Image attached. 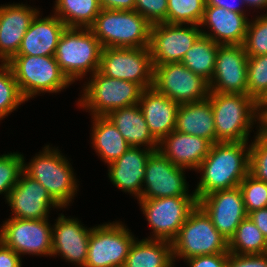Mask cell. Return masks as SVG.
I'll return each mask as SVG.
<instances>
[{
  "instance_id": "6da1fadb",
  "label": "cell",
  "mask_w": 267,
  "mask_h": 267,
  "mask_svg": "<svg viewBox=\"0 0 267 267\" xmlns=\"http://www.w3.org/2000/svg\"><path fill=\"white\" fill-rule=\"evenodd\" d=\"M250 144L248 142H216L197 172L201 178L194 194L197 200L218 190L239 186L249 174Z\"/></svg>"
},
{
  "instance_id": "7a4b0ae2",
  "label": "cell",
  "mask_w": 267,
  "mask_h": 267,
  "mask_svg": "<svg viewBox=\"0 0 267 267\" xmlns=\"http://www.w3.org/2000/svg\"><path fill=\"white\" fill-rule=\"evenodd\" d=\"M207 99L214 113L217 142H249L253 125L259 124L256 100L245 94L219 92H209Z\"/></svg>"
},
{
  "instance_id": "3957f363",
  "label": "cell",
  "mask_w": 267,
  "mask_h": 267,
  "mask_svg": "<svg viewBox=\"0 0 267 267\" xmlns=\"http://www.w3.org/2000/svg\"><path fill=\"white\" fill-rule=\"evenodd\" d=\"M61 151L46 145L27 164L24 160L23 171L41 183L50 196L62 207L66 208L78 191L77 182L71 163Z\"/></svg>"
},
{
  "instance_id": "277c9868",
  "label": "cell",
  "mask_w": 267,
  "mask_h": 267,
  "mask_svg": "<svg viewBox=\"0 0 267 267\" xmlns=\"http://www.w3.org/2000/svg\"><path fill=\"white\" fill-rule=\"evenodd\" d=\"M151 27L135 10L101 9L90 29L103 48H148Z\"/></svg>"
},
{
  "instance_id": "5b68a950",
  "label": "cell",
  "mask_w": 267,
  "mask_h": 267,
  "mask_svg": "<svg viewBox=\"0 0 267 267\" xmlns=\"http://www.w3.org/2000/svg\"><path fill=\"white\" fill-rule=\"evenodd\" d=\"M102 45L90 28L66 27L57 44L55 59L62 72L74 83L87 72L99 70Z\"/></svg>"
},
{
  "instance_id": "8992f818",
  "label": "cell",
  "mask_w": 267,
  "mask_h": 267,
  "mask_svg": "<svg viewBox=\"0 0 267 267\" xmlns=\"http://www.w3.org/2000/svg\"><path fill=\"white\" fill-rule=\"evenodd\" d=\"M7 64L26 101L44 92L58 93L73 84L54 56L15 55Z\"/></svg>"
},
{
  "instance_id": "52a82bcc",
  "label": "cell",
  "mask_w": 267,
  "mask_h": 267,
  "mask_svg": "<svg viewBox=\"0 0 267 267\" xmlns=\"http://www.w3.org/2000/svg\"><path fill=\"white\" fill-rule=\"evenodd\" d=\"M84 82L78 105L93 116H107L111 111L139 103L143 88L134 82L103 75L99 70Z\"/></svg>"
},
{
  "instance_id": "ba28073f",
  "label": "cell",
  "mask_w": 267,
  "mask_h": 267,
  "mask_svg": "<svg viewBox=\"0 0 267 267\" xmlns=\"http://www.w3.org/2000/svg\"><path fill=\"white\" fill-rule=\"evenodd\" d=\"M173 260L201 255L229 253L228 241L215 228L206 212L197 204L171 242Z\"/></svg>"
},
{
  "instance_id": "9c48e42d",
  "label": "cell",
  "mask_w": 267,
  "mask_h": 267,
  "mask_svg": "<svg viewBox=\"0 0 267 267\" xmlns=\"http://www.w3.org/2000/svg\"><path fill=\"white\" fill-rule=\"evenodd\" d=\"M143 212L152 236L148 239L172 242L191 211L197 206L196 196H174L153 199H136Z\"/></svg>"
},
{
  "instance_id": "30bf717a",
  "label": "cell",
  "mask_w": 267,
  "mask_h": 267,
  "mask_svg": "<svg viewBox=\"0 0 267 267\" xmlns=\"http://www.w3.org/2000/svg\"><path fill=\"white\" fill-rule=\"evenodd\" d=\"M126 227L119 221L94 226L84 267L124 266L129 249L136 239Z\"/></svg>"
},
{
  "instance_id": "8fae6325",
  "label": "cell",
  "mask_w": 267,
  "mask_h": 267,
  "mask_svg": "<svg viewBox=\"0 0 267 267\" xmlns=\"http://www.w3.org/2000/svg\"><path fill=\"white\" fill-rule=\"evenodd\" d=\"M99 71L110 78L139 84L143 89L153 85L154 66L148 48H103Z\"/></svg>"
},
{
  "instance_id": "7c38bea8",
  "label": "cell",
  "mask_w": 267,
  "mask_h": 267,
  "mask_svg": "<svg viewBox=\"0 0 267 267\" xmlns=\"http://www.w3.org/2000/svg\"><path fill=\"white\" fill-rule=\"evenodd\" d=\"M152 87L179 105L206 100L208 82L181 62L154 66Z\"/></svg>"
},
{
  "instance_id": "4fadbf2b",
  "label": "cell",
  "mask_w": 267,
  "mask_h": 267,
  "mask_svg": "<svg viewBox=\"0 0 267 267\" xmlns=\"http://www.w3.org/2000/svg\"><path fill=\"white\" fill-rule=\"evenodd\" d=\"M0 228V241L20 256L52 255V225L48 219L9 218Z\"/></svg>"
},
{
  "instance_id": "5bb4252c",
  "label": "cell",
  "mask_w": 267,
  "mask_h": 267,
  "mask_svg": "<svg viewBox=\"0 0 267 267\" xmlns=\"http://www.w3.org/2000/svg\"><path fill=\"white\" fill-rule=\"evenodd\" d=\"M185 168L176 166L158 149L151 152L145 166L142 193L138 199H153L189 194Z\"/></svg>"
},
{
  "instance_id": "9a60e30c",
  "label": "cell",
  "mask_w": 267,
  "mask_h": 267,
  "mask_svg": "<svg viewBox=\"0 0 267 267\" xmlns=\"http://www.w3.org/2000/svg\"><path fill=\"white\" fill-rule=\"evenodd\" d=\"M199 28V25L153 24L149 45L153 66L181 62L202 34Z\"/></svg>"
},
{
  "instance_id": "2e32d148",
  "label": "cell",
  "mask_w": 267,
  "mask_h": 267,
  "mask_svg": "<svg viewBox=\"0 0 267 267\" xmlns=\"http://www.w3.org/2000/svg\"><path fill=\"white\" fill-rule=\"evenodd\" d=\"M248 56L243 45H219L209 92L247 95Z\"/></svg>"
},
{
  "instance_id": "e0dca14e",
  "label": "cell",
  "mask_w": 267,
  "mask_h": 267,
  "mask_svg": "<svg viewBox=\"0 0 267 267\" xmlns=\"http://www.w3.org/2000/svg\"><path fill=\"white\" fill-rule=\"evenodd\" d=\"M198 205L206 212L215 228L228 242L241 221L248 216L239 186L218 190L203 196L198 199Z\"/></svg>"
},
{
  "instance_id": "ac0fdd59",
  "label": "cell",
  "mask_w": 267,
  "mask_h": 267,
  "mask_svg": "<svg viewBox=\"0 0 267 267\" xmlns=\"http://www.w3.org/2000/svg\"><path fill=\"white\" fill-rule=\"evenodd\" d=\"M12 210V217L19 219H49L51 208H63L50 196L39 182L21 173L17 184L6 200Z\"/></svg>"
},
{
  "instance_id": "d6986e66",
  "label": "cell",
  "mask_w": 267,
  "mask_h": 267,
  "mask_svg": "<svg viewBox=\"0 0 267 267\" xmlns=\"http://www.w3.org/2000/svg\"><path fill=\"white\" fill-rule=\"evenodd\" d=\"M52 225V256H60L65 262L84 267L89 246L91 228L83 226L77 218L59 214Z\"/></svg>"
},
{
  "instance_id": "ffe728a7",
  "label": "cell",
  "mask_w": 267,
  "mask_h": 267,
  "mask_svg": "<svg viewBox=\"0 0 267 267\" xmlns=\"http://www.w3.org/2000/svg\"><path fill=\"white\" fill-rule=\"evenodd\" d=\"M30 5H0V61L7 63L20 48L32 20L40 12Z\"/></svg>"
},
{
  "instance_id": "44dd1931",
  "label": "cell",
  "mask_w": 267,
  "mask_h": 267,
  "mask_svg": "<svg viewBox=\"0 0 267 267\" xmlns=\"http://www.w3.org/2000/svg\"><path fill=\"white\" fill-rule=\"evenodd\" d=\"M248 24V15L246 17L244 14L235 13L222 7L205 6L199 27L203 35L211 38L217 44L242 45ZM204 26L208 27L209 32L202 29Z\"/></svg>"
},
{
  "instance_id": "7402d4cb",
  "label": "cell",
  "mask_w": 267,
  "mask_h": 267,
  "mask_svg": "<svg viewBox=\"0 0 267 267\" xmlns=\"http://www.w3.org/2000/svg\"><path fill=\"white\" fill-rule=\"evenodd\" d=\"M153 150L131 147L121 157L108 164L110 182L124 192L139 198L142 193L146 162Z\"/></svg>"
},
{
  "instance_id": "603a6c76",
  "label": "cell",
  "mask_w": 267,
  "mask_h": 267,
  "mask_svg": "<svg viewBox=\"0 0 267 267\" xmlns=\"http://www.w3.org/2000/svg\"><path fill=\"white\" fill-rule=\"evenodd\" d=\"M66 27L56 15L42 18L39 12L22 38L16 55L54 56L59 39Z\"/></svg>"
},
{
  "instance_id": "cb8c5ba5",
  "label": "cell",
  "mask_w": 267,
  "mask_h": 267,
  "mask_svg": "<svg viewBox=\"0 0 267 267\" xmlns=\"http://www.w3.org/2000/svg\"><path fill=\"white\" fill-rule=\"evenodd\" d=\"M211 145L202 137L174 130L159 142L158 150L176 166L196 171L208 155Z\"/></svg>"
},
{
  "instance_id": "d4e9b609",
  "label": "cell",
  "mask_w": 267,
  "mask_h": 267,
  "mask_svg": "<svg viewBox=\"0 0 267 267\" xmlns=\"http://www.w3.org/2000/svg\"><path fill=\"white\" fill-rule=\"evenodd\" d=\"M138 104L150 133L158 142L175 130L178 103L151 87L143 90Z\"/></svg>"
},
{
  "instance_id": "484cf974",
  "label": "cell",
  "mask_w": 267,
  "mask_h": 267,
  "mask_svg": "<svg viewBox=\"0 0 267 267\" xmlns=\"http://www.w3.org/2000/svg\"><path fill=\"white\" fill-rule=\"evenodd\" d=\"M175 131L202 137L211 144L216 143V129L211 102L206 99L179 105Z\"/></svg>"
},
{
  "instance_id": "4316f807",
  "label": "cell",
  "mask_w": 267,
  "mask_h": 267,
  "mask_svg": "<svg viewBox=\"0 0 267 267\" xmlns=\"http://www.w3.org/2000/svg\"><path fill=\"white\" fill-rule=\"evenodd\" d=\"M107 117L131 147L158 149L159 142L150 133L139 104L111 111Z\"/></svg>"
},
{
  "instance_id": "83f0119b",
  "label": "cell",
  "mask_w": 267,
  "mask_h": 267,
  "mask_svg": "<svg viewBox=\"0 0 267 267\" xmlns=\"http://www.w3.org/2000/svg\"><path fill=\"white\" fill-rule=\"evenodd\" d=\"M92 119L91 144L100 160L110 164L131 148L107 116H93Z\"/></svg>"
},
{
  "instance_id": "f1b7e54d",
  "label": "cell",
  "mask_w": 267,
  "mask_h": 267,
  "mask_svg": "<svg viewBox=\"0 0 267 267\" xmlns=\"http://www.w3.org/2000/svg\"><path fill=\"white\" fill-rule=\"evenodd\" d=\"M173 261L171 242L136 238L123 267H166Z\"/></svg>"
},
{
  "instance_id": "f546056e",
  "label": "cell",
  "mask_w": 267,
  "mask_h": 267,
  "mask_svg": "<svg viewBox=\"0 0 267 267\" xmlns=\"http://www.w3.org/2000/svg\"><path fill=\"white\" fill-rule=\"evenodd\" d=\"M53 14L67 27L90 28L99 14L100 0H55Z\"/></svg>"
},
{
  "instance_id": "4dcf8cb0",
  "label": "cell",
  "mask_w": 267,
  "mask_h": 267,
  "mask_svg": "<svg viewBox=\"0 0 267 267\" xmlns=\"http://www.w3.org/2000/svg\"><path fill=\"white\" fill-rule=\"evenodd\" d=\"M219 45L201 34L185 53L181 63L209 83L213 77Z\"/></svg>"
},
{
  "instance_id": "1f68e13d",
  "label": "cell",
  "mask_w": 267,
  "mask_h": 267,
  "mask_svg": "<svg viewBox=\"0 0 267 267\" xmlns=\"http://www.w3.org/2000/svg\"><path fill=\"white\" fill-rule=\"evenodd\" d=\"M229 253L239 255L265 254L267 239L249 216L244 218L228 242Z\"/></svg>"
},
{
  "instance_id": "d6a6232c",
  "label": "cell",
  "mask_w": 267,
  "mask_h": 267,
  "mask_svg": "<svg viewBox=\"0 0 267 267\" xmlns=\"http://www.w3.org/2000/svg\"><path fill=\"white\" fill-rule=\"evenodd\" d=\"M1 63V62H0ZM13 72L7 63L0 64V120L25 103Z\"/></svg>"
},
{
  "instance_id": "836d02e7",
  "label": "cell",
  "mask_w": 267,
  "mask_h": 267,
  "mask_svg": "<svg viewBox=\"0 0 267 267\" xmlns=\"http://www.w3.org/2000/svg\"><path fill=\"white\" fill-rule=\"evenodd\" d=\"M167 23L199 25L205 9V0H167Z\"/></svg>"
},
{
  "instance_id": "e575fe53",
  "label": "cell",
  "mask_w": 267,
  "mask_h": 267,
  "mask_svg": "<svg viewBox=\"0 0 267 267\" xmlns=\"http://www.w3.org/2000/svg\"><path fill=\"white\" fill-rule=\"evenodd\" d=\"M249 21L243 47L248 57L267 54V12Z\"/></svg>"
},
{
  "instance_id": "d590c367",
  "label": "cell",
  "mask_w": 267,
  "mask_h": 267,
  "mask_svg": "<svg viewBox=\"0 0 267 267\" xmlns=\"http://www.w3.org/2000/svg\"><path fill=\"white\" fill-rule=\"evenodd\" d=\"M24 156L18 152L0 155V195L7 200L23 172Z\"/></svg>"
},
{
  "instance_id": "8d00e7d4",
  "label": "cell",
  "mask_w": 267,
  "mask_h": 267,
  "mask_svg": "<svg viewBox=\"0 0 267 267\" xmlns=\"http://www.w3.org/2000/svg\"><path fill=\"white\" fill-rule=\"evenodd\" d=\"M247 95L257 100L267 89V54L248 57Z\"/></svg>"
},
{
  "instance_id": "74e56055",
  "label": "cell",
  "mask_w": 267,
  "mask_h": 267,
  "mask_svg": "<svg viewBox=\"0 0 267 267\" xmlns=\"http://www.w3.org/2000/svg\"><path fill=\"white\" fill-rule=\"evenodd\" d=\"M247 214L267 207V183L248 174L239 184Z\"/></svg>"
},
{
  "instance_id": "f35d334b",
  "label": "cell",
  "mask_w": 267,
  "mask_h": 267,
  "mask_svg": "<svg viewBox=\"0 0 267 267\" xmlns=\"http://www.w3.org/2000/svg\"><path fill=\"white\" fill-rule=\"evenodd\" d=\"M254 137L250 144L249 174L267 183V136L257 128Z\"/></svg>"
},
{
  "instance_id": "ab89813d",
  "label": "cell",
  "mask_w": 267,
  "mask_h": 267,
  "mask_svg": "<svg viewBox=\"0 0 267 267\" xmlns=\"http://www.w3.org/2000/svg\"><path fill=\"white\" fill-rule=\"evenodd\" d=\"M167 0H135V11L151 25L167 23Z\"/></svg>"
},
{
  "instance_id": "60d3db41",
  "label": "cell",
  "mask_w": 267,
  "mask_h": 267,
  "mask_svg": "<svg viewBox=\"0 0 267 267\" xmlns=\"http://www.w3.org/2000/svg\"><path fill=\"white\" fill-rule=\"evenodd\" d=\"M226 267H267V254L239 255L228 253Z\"/></svg>"
},
{
  "instance_id": "b9f144b4",
  "label": "cell",
  "mask_w": 267,
  "mask_h": 267,
  "mask_svg": "<svg viewBox=\"0 0 267 267\" xmlns=\"http://www.w3.org/2000/svg\"><path fill=\"white\" fill-rule=\"evenodd\" d=\"M228 253L201 255L184 260L190 267H226Z\"/></svg>"
},
{
  "instance_id": "7bdbcfd3",
  "label": "cell",
  "mask_w": 267,
  "mask_h": 267,
  "mask_svg": "<svg viewBox=\"0 0 267 267\" xmlns=\"http://www.w3.org/2000/svg\"><path fill=\"white\" fill-rule=\"evenodd\" d=\"M21 260L18 253L0 241V267H21Z\"/></svg>"
},
{
  "instance_id": "ee69618b",
  "label": "cell",
  "mask_w": 267,
  "mask_h": 267,
  "mask_svg": "<svg viewBox=\"0 0 267 267\" xmlns=\"http://www.w3.org/2000/svg\"><path fill=\"white\" fill-rule=\"evenodd\" d=\"M234 1L235 2L238 1V2H236L235 4ZM243 4L245 5L243 0H231V1L230 0H205V6L222 7L232 12L246 15V10L244 11V9L241 8V7H244Z\"/></svg>"
},
{
  "instance_id": "f6af8a7d",
  "label": "cell",
  "mask_w": 267,
  "mask_h": 267,
  "mask_svg": "<svg viewBox=\"0 0 267 267\" xmlns=\"http://www.w3.org/2000/svg\"><path fill=\"white\" fill-rule=\"evenodd\" d=\"M101 9L109 10H135V0H100Z\"/></svg>"
},
{
  "instance_id": "bcb514c9",
  "label": "cell",
  "mask_w": 267,
  "mask_h": 267,
  "mask_svg": "<svg viewBox=\"0 0 267 267\" xmlns=\"http://www.w3.org/2000/svg\"><path fill=\"white\" fill-rule=\"evenodd\" d=\"M248 216L267 239V207L254 210Z\"/></svg>"
},
{
  "instance_id": "7dc6e473",
  "label": "cell",
  "mask_w": 267,
  "mask_h": 267,
  "mask_svg": "<svg viewBox=\"0 0 267 267\" xmlns=\"http://www.w3.org/2000/svg\"><path fill=\"white\" fill-rule=\"evenodd\" d=\"M259 131L267 136V107L259 115Z\"/></svg>"
},
{
  "instance_id": "c3c4849f",
  "label": "cell",
  "mask_w": 267,
  "mask_h": 267,
  "mask_svg": "<svg viewBox=\"0 0 267 267\" xmlns=\"http://www.w3.org/2000/svg\"><path fill=\"white\" fill-rule=\"evenodd\" d=\"M245 6L254 7L255 9H266L267 8V0H243Z\"/></svg>"
},
{
  "instance_id": "681fc988",
  "label": "cell",
  "mask_w": 267,
  "mask_h": 267,
  "mask_svg": "<svg viewBox=\"0 0 267 267\" xmlns=\"http://www.w3.org/2000/svg\"><path fill=\"white\" fill-rule=\"evenodd\" d=\"M257 111L260 114L267 107V89L265 92L256 100Z\"/></svg>"
},
{
  "instance_id": "f907efd6",
  "label": "cell",
  "mask_w": 267,
  "mask_h": 267,
  "mask_svg": "<svg viewBox=\"0 0 267 267\" xmlns=\"http://www.w3.org/2000/svg\"><path fill=\"white\" fill-rule=\"evenodd\" d=\"M174 262H175V260H173L168 266H166V267H174Z\"/></svg>"
}]
</instances>
